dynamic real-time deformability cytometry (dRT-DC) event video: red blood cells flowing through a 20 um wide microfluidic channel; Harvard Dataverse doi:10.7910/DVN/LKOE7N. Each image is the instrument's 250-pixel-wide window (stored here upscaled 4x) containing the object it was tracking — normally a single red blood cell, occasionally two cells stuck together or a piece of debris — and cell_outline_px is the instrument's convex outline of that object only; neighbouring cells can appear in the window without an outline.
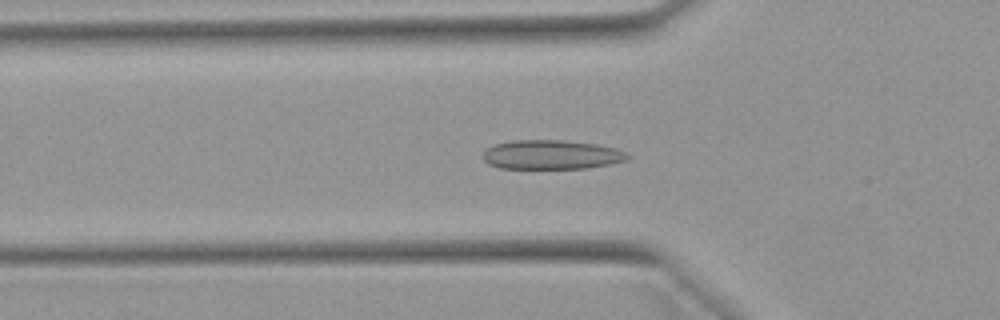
{"species": "Egyptian fruit bat (a non-hibernating species)", "species_latin": "Rousettus aegyptiacus", "temperature_condition": "warm", "stored_images_in_passage": 51, "camera_frame_rate_fps": 3000, "um_per_image_px": 0.085, "animal": {"sex": "female"}, "frame": {"image": 1, "passage_image": 17, "time_ms": 5.333, "image_size_px": [1000, 320], "cell_outline_px": [[632, 156], [628, 160], [612, 164], [588, 168], [500, 168], [488, 164], [484, 160], [484, 152], [488, 148], [496, 144], [512, 140], [564, 140], [596, 144], [616, 148], [628, 152]], "centroid_in_image_um": [46.95, 13.15], "position_along_channel_um": 78.8, "area_um2": 24.8}}
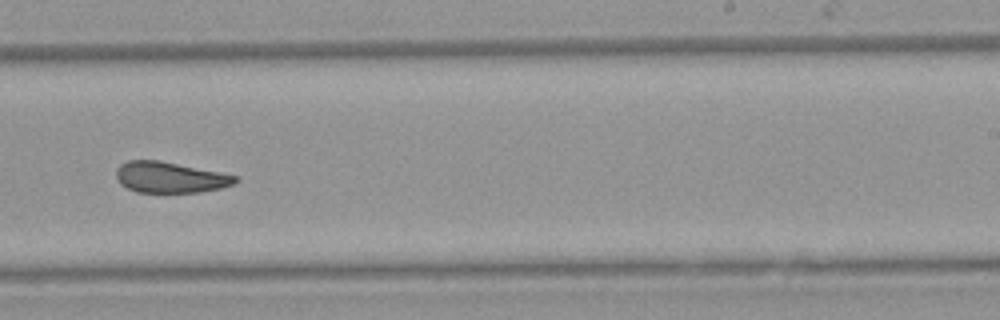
{"frame": {"image": 2, "passage_image": 32, "time_ms": 10.333, "image_size_px": [1000, 320], "cell_outline_px": [[240, 180], [232, 184], [220, 188], [200, 192], [136, 192], [120, 184], [116, 176], [116, 168], [120, 164], [128, 160], [160, 160], [240, 176]], "centroid_in_image_um": [14.46, 15.06], "position_along_channel_um": 274.5, "area_um2": 21.56}}
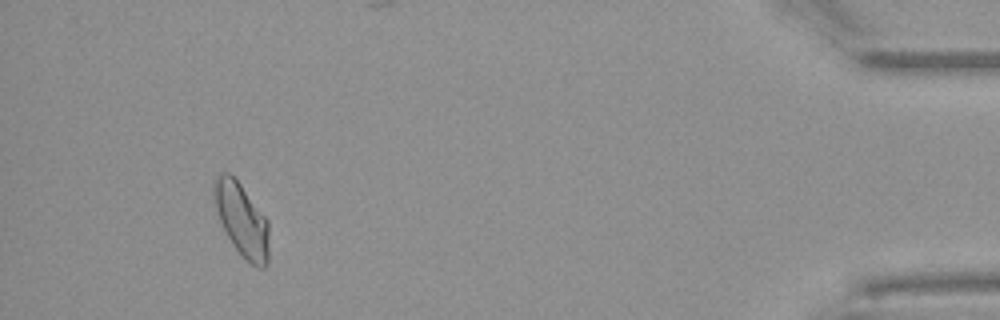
{"frame": {"image": 3, "passage_image": 48, "time_ms": 15.667, "image_size_px": [1000, 320], "cell_outline_px": [[268, 264], [264, 268], [256, 268], [244, 260], [232, 244], [220, 220], [212, 196], [212, 180], [220, 172], [228, 172], [240, 184], [268, 220]], "centroid_in_image_um": [20.53, 18.69], "position_along_channel_um": 414.7, "area_um2": 23.64}, "authors_computed_cell_mechanics": {"area_um2": 23.2356, "velocity_mm_per_s": 3.916, "shape_relaxation_time_tau1_ms": null, "shape_relaxation_time_tau2_ms": 2.7833, "deformation_change_tau1": null, "deformation_change_tau2": 0.0681}}